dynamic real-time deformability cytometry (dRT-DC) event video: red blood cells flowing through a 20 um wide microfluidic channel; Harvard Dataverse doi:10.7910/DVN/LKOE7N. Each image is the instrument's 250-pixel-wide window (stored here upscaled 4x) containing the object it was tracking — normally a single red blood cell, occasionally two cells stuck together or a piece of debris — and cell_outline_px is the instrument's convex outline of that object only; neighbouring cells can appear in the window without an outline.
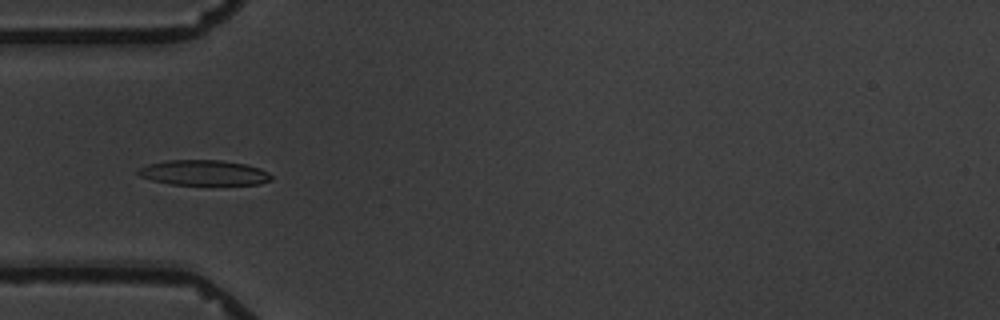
{"species": "common noctule bat (a hibernating species)", "species_latin": "Nyctalus noctula", "temperature_condition": "warm", "stored_images_in_passage": 3, "camera_frame_rate_fps": 3000, "um_per_image_px": 0.085, "animal": {"sex": "male", "body_mass_g": 19.5, "forearm_length_mm": 54.6}, "frame": {"image": 1, "passage_image": 2, "time_ms": 5.0, "image_size_px": [1000, 320], "cell_outline_px": [[272, 180], [260, 184], [168, 184], [152, 180], [140, 176], [136, 172], [140, 168], [148, 164], [168, 160], [220, 160], [244, 164], [260, 168], [268, 172], [272, 176]], "centroid_in_image_um": [17.33, 14.68], "position_along_channel_um": 67.7, "area_um2": 19.42}}
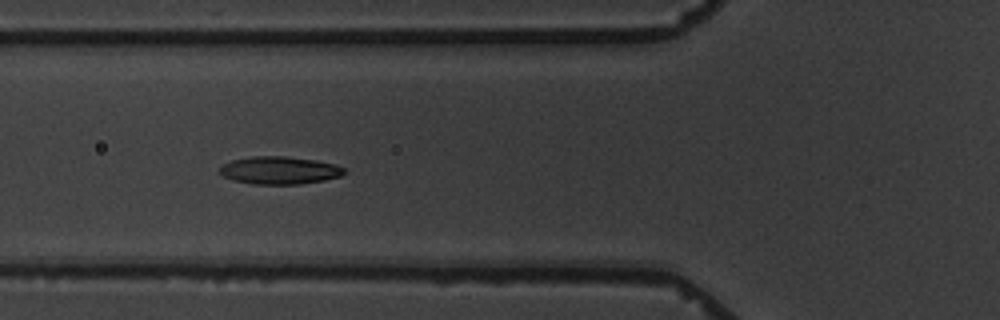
{"frame": {"image": 2, "passage_image": 3, "time_ms": 6.0, "image_size_px": [1000, 320], "cell_outline_px": [[344, 172], [340, 176], [324, 180], [300, 184], [252, 184], [232, 180], [224, 176], [220, 172], [220, 168], [224, 164], [232, 160], [252, 156], [284, 156], [316, 160], [336, 164], [344, 168]], "centroid_in_image_um": [23.76, 14.48], "position_along_channel_um": 102.0, "area_um2": 20.0}}